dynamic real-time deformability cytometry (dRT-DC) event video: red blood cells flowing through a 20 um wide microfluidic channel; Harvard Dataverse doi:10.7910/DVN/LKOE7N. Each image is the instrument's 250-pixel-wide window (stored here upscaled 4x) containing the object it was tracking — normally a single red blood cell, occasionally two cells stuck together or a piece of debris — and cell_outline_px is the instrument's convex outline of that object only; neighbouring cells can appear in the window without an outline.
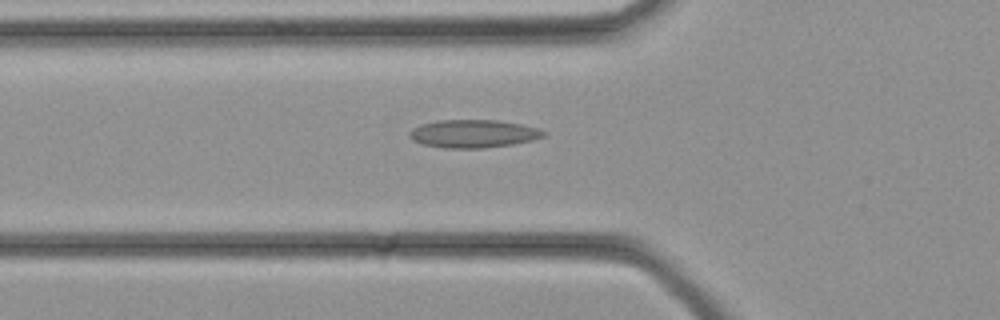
{"species": "common noctule bat (a hibernating species)", "species_latin": "Nyctalus noctula", "temperature_condition": "cold", "stored_images_in_passage": 25, "segment_of_instrument_passage": [1, 2], "camera_frame_rate_fps": 3000, "um_per_image_px": 0.085, "animal": {"sex": "female", "body_mass_g": 21.9}, "frame": {"image": 1, "passage_image": 3, "time_ms": 0.667, "image_size_px": [1000, 320], "cell_outline_px": [[548, 132], [544, 136], [532, 140], [512, 144], [484, 148], [444, 148], [424, 144], [412, 140], [408, 136], [408, 132], [412, 128], [420, 124], [440, 120], [500, 120], [540, 128]], "centroid_in_image_um": [40.23, 11.36], "position_along_channel_um": 85.6, "area_um2": 22.02}}
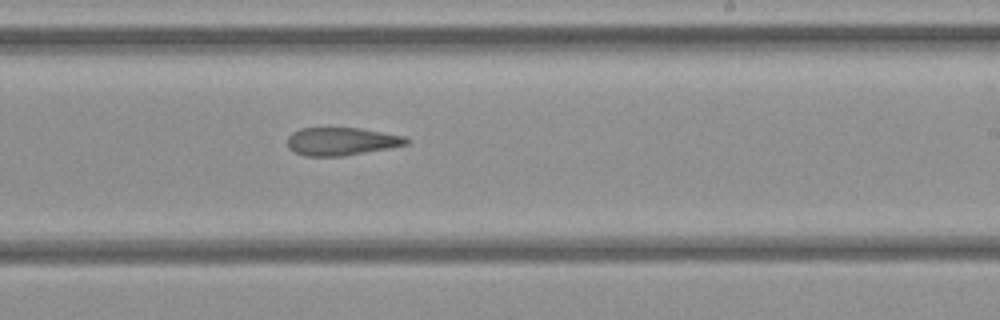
{"frame": {"image": 2, "passage_image": 12, "time_ms": 3.667, "image_size_px": [1000, 320], "cell_outline_px": [[412, 140], [408, 144], [388, 148], [344, 156], [304, 156], [288, 148], [288, 136], [292, 132], [300, 128], [360, 128], [404, 136]], "centroid_in_image_um": [29.03, 12.02], "position_along_channel_um": 260.0, "area_um2": 19.36}}
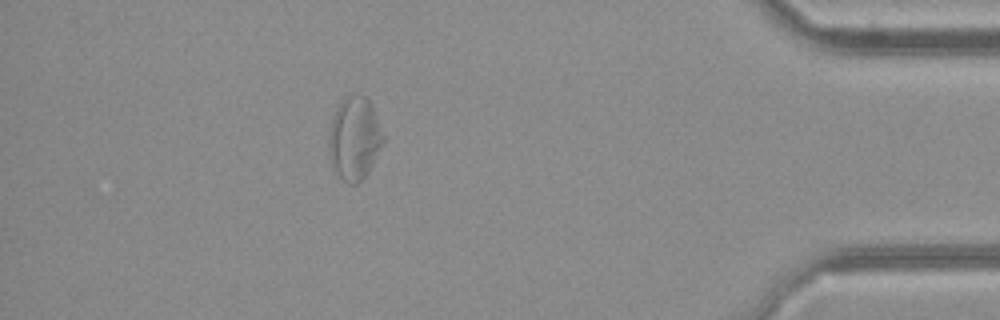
{"frame": {"image": 3, "passage_image": 22, "time_ms": 7.0, "image_size_px": [1000, 320], "cell_outline_px": [[384, 144], [368, 172], [356, 184], [348, 184], [336, 172], [332, 164], [328, 148], [328, 136], [332, 120], [336, 108], [344, 96], [368, 96], [372, 104], [384, 136]], "centroid_in_image_um": [30.14, 11.75], "position_along_channel_um": 405.1, "area_um2": 26.3}}